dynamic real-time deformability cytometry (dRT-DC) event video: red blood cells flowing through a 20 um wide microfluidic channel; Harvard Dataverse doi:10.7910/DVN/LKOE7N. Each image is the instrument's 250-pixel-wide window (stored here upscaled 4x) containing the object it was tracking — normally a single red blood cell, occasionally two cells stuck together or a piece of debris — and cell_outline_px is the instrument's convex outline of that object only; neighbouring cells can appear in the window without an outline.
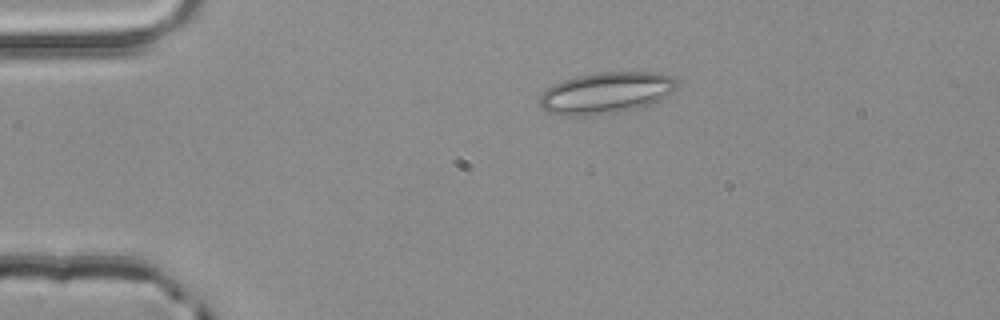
{"species": "common noctule bat (a hibernating species)", "species_latin": "Nyctalus noctula", "temperature_condition": "room temperature", "stored_images_in_passage": 2, "camera_frame_rate_fps": 3000, "um_per_image_px": 0.085, "animal": {"sex": "male", "body_mass_g": 20.4}, "frame": {"image": 1, "passage_image": 1, "time_ms": 0.0, "image_size_px": [1000, 320], "cell_outline_px": [[676, 88], [672, 92], [656, 100], [632, 108], [616, 112], [592, 116], [560, 116], [548, 112], [540, 108], [540, 96], [548, 88], [564, 80], [576, 76], [600, 72], [660, 72], [672, 76], [676, 80]], "centroid_in_image_um": [51.46, 7.89], "position_along_channel_um": 33.5, "area_um2": 32.77}}